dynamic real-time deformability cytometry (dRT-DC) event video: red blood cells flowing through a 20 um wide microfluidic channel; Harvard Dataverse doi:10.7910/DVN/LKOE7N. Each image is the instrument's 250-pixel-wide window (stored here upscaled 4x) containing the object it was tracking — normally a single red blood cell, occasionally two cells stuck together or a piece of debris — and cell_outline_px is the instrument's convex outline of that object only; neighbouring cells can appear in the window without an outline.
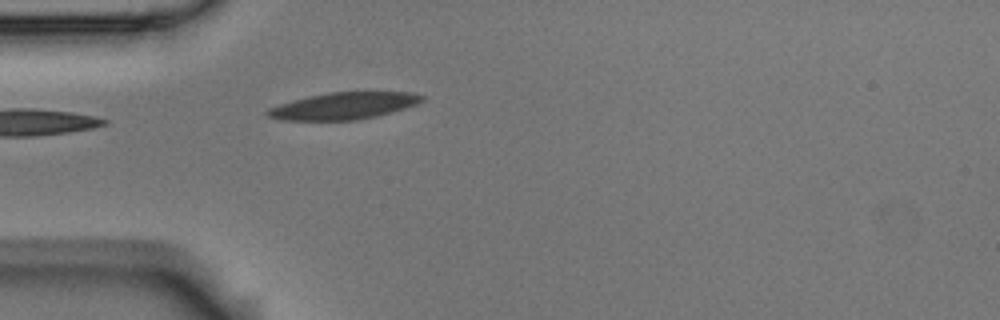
{"species": "Egyptian fruit bat (a non-hibernating species)", "species_latin": "Rousettus aegyptiacus", "temperature_condition": "room temperature", "stored_images_in_passage": 1, "camera_frame_rate_fps": 3000, "um_per_image_px": 0.085, "animal": {"sex": "male"}, "frame": {"image": 1, "passage_image": 1, "time_ms": 0.0, "image_size_px": [1000, 320], "cell_outline_px": [[424, 100], [416, 104], [404, 108], [376, 116], [356, 120], [284, 120], [268, 116], [264, 112], [268, 108], [292, 100], [308, 96], [328, 92], [412, 92], [424, 96]], "centroid_in_image_um": [29.2, 8.99], "position_along_channel_um": 55.8, "area_um2": 24.04}}